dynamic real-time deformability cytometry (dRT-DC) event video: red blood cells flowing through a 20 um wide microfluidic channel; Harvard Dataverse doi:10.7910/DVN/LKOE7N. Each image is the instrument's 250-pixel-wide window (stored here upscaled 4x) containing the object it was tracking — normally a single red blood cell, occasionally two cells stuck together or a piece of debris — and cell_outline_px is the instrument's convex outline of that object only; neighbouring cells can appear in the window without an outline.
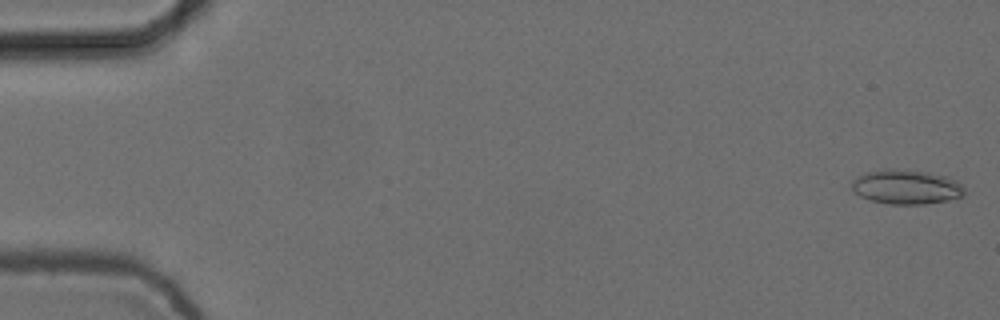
{"species": "common noctule bat (a hibernating species)", "species_latin": "Nyctalus noctula", "temperature_condition": "cold", "stored_images_in_passage": 5, "camera_frame_rate_fps": 3000, "um_per_image_px": 0.085, "animal": {"sex": "female", "body_mass_g": 24.6, "forearm_length_mm": 56.2}, "frame": {"image": 1, "passage_image": 1, "time_ms": 0.0, "image_size_px": [1000, 320], "cell_outline_px": [[964, 196], [948, 200], [924, 204], [888, 204], [872, 200], [860, 196], [852, 188], [852, 180], [856, 176], [868, 172], [884, 168], [892, 168], [928, 172], [948, 176], [960, 184], [964, 188]], "centroid_in_image_um": [77.03, 15.88], "position_along_channel_um": 8.0, "area_um2": 22.66}}